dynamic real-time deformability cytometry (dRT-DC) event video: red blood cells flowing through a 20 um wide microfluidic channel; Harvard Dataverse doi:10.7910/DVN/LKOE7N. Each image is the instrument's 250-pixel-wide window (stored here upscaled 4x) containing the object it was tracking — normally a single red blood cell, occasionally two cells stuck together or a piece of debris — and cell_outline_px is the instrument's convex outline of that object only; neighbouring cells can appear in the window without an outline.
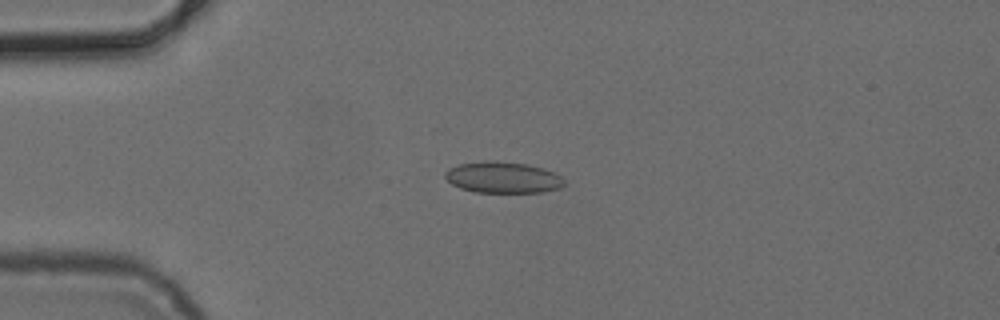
{"species": "common noctule bat (a hibernating species)", "species_latin": "Nyctalus noctula", "temperature_condition": "cold", "stored_images_in_passage": 4, "camera_frame_rate_fps": 3000, "um_per_image_px": 0.085, "animal": {"sex": "female", "body_mass_g": 24.6, "forearm_length_mm": 56.2}, "frame": {"image": 1, "passage_image": 3, "time_ms": 2.333, "image_size_px": [1000, 320], "cell_outline_px": [[564, 184], [560, 188], [544, 192], [476, 192], [460, 188], [452, 184], [444, 176], [444, 172], [448, 168], [460, 164], [488, 160], [492, 160], [528, 164], [544, 168], [556, 172], [564, 180]], "centroid_in_image_um": [42.76, 15.07], "position_along_channel_um": 42.2, "area_um2": 21.85}}